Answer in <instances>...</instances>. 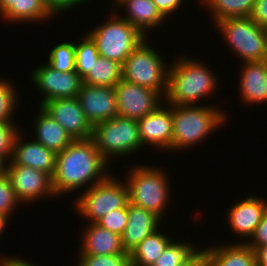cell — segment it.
Wrapping results in <instances>:
<instances>
[{
    "label": "cell",
    "instance_id": "cell-1",
    "mask_svg": "<svg viewBox=\"0 0 267 266\" xmlns=\"http://www.w3.org/2000/svg\"><path fill=\"white\" fill-rule=\"evenodd\" d=\"M106 164L108 163L101 156L92 138L73 140L56 154L52 176L56 197L78 191L88 183L90 186L87 188L104 181L110 175L105 169Z\"/></svg>",
    "mask_w": 267,
    "mask_h": 266
},
{
    "label": "cell",
    "instance_id": "cell-2",
    "mask_svg": "<svg viewBox=\"0 0 267 266\" xmlns=\"http://www.w3.org/2000/svg\"><path fill=\"white\" fill-rule=\"evenodd\" d=\"M180 58V59H179ZM170 63L168 88L164 97L168 105H198L199 100L216 91L217 81L212 69L200 60L179 57Z\"/></svg>",
    "mask_w": 267,
    "mask_h": 266
},
{
    "label": "cell",
    "instance_id": "cell-3",
    "mask_svg": "<svg viewBox=\"0 0 267 266\" xmlns=\"http://www.w3.org/2000/svg\"><path fill=\"white\" fill-rule=\"evenodd\" d=\"M227 114L211 105H172L173 137L171 150H184L213 134L227 121Z\"/></svg>",
    "mask_w": 267,
    "mask_h": 266
},
{
    "label": "cell",
    "instance_id": "cell-4",
    "mask_svg": "<svg viewBox=\"0 0 267 266\" xmlns=\"http://www.w3.org/2000/svg\"><path fill=\"white\" fill-rule=\"evenodd\" d=\"M157 166H136L128 173L126 183L129 202L163 217L170 198L167 173ZM166 207V208H165Z\"/></svg>",
    "mask_w": 267,
    "mask_h": 266
},
{
    "label": "cell",
    "instance_id": "cell-5",
    "mask_svg": "<svg viewBox=\"0 0 267 266\" xmlns=\"http://www.w3.org/2000/svg\"><path fill=\"white\" fill-rule=\"evenodd\" d=\"M112 14L106 23H101L87 33L95 41L101 57L123 65L127 57L148 37L120 15Z\"/></svg>",
    "mask_w": 267,
    "mask_h": 266
},
{
    "label": "cell",
    "instance_id": "cell-6",
    "mask_svg": "<svg viewBox=\"0 0 267 266\" xmlns=\"http://www.w3.org/2000/svg\"><path fill=\"white\" fill-rule=\"evenodd\" d=\"M91 138L107 163L112 157H126L143 148L137 120L118 115L94 125Z\"/></svg>",
    "mask_w": 267,
    "mask_h": 266
},
{
    "label": "cell",
    "instance_id": "cell-7",
    "mask_svg": "<svg viewBox=\"0 0 267 266\" xmlns=\"http://www.w3.org/2000/svg\"><path fill=\"white\" fill-rule=\"evenodd\" d=\"M147 38L127 57L122 65V78L158 92L163 98L168 88L169 65H166L154 48L149 47Z\"/></svg>",
    "mask_w": 267,
    "mask_h": 266
},
{
    "label": "cell",
    "instance_id": "cell-8",
    "mask_svg": "<svg viewBox=\"0 0 267 266\" xmlns=\"http://www.w3.org/2000/svg\"><path fill=\"white\" fill-rule=\"evenodd\" d=\"M226 44L244 62L264 61L267 56V28L257 25L250 17L228 18L216 22Z\"/></svg>",
    "mask_w": 267,
    "mask_h": 266
},
{
    "label": "cell",
    "instance_id": "cell-9",
    "mask_svg": "<svg viewBox=\"0 0 267 266\" xmlns=\"http://www.w3.org/2000/svg\"><path fill=\"white\" fill-rule=\"evenodd\" d=\"M111 173L104 181L84 189L76 199V210L90 223H96L101 217L113 210L127 207L129 202L126 183L112 176Z\"/></svg>",
    "mask_w": 267,
    "mask_h": 266
},
{
    "label": "cell",
    "instance_id": "cell-10",
    "mask_svg": "<svg viewBox=\"0 0 267 266\" xmlns=\"http://www.w3.org/2000/svg\"><path fill=\"white\" fill-rule=\"evenodd\" d=\"M31 81L43 93L39 106L51 99L75 98L83 85L76 71L61 72L48 63L35 68Z\"/></svg>",
    "mask_w": 267,
    "mask_h": 266
},
{
    "label": "cell",
    "instance_id": "cell-11",
    "mask_svg": "<svg viewBox=\"0 0 267 266\" xmlns=\"http://www.w3.org/2000/svg\"><path fill=\"white\" fill-rule=\"evenodd\" d=\"M115 91L117 115L135 120L152 113L164 100L158 92L124 79L115 86Z\"/></svg>",
    "mask_w": 267,
    "mask_h": 266
},
{
    "label": "cell",
    "instance_id": "cell-12",
    "mask_svg": "<svg viewBox=\"0 0 267 266\" xmlns=\"http://www.w3.org/2000/svg\"><path fill=\"white\" fill-rule=\"evenodd\" d=\"M17 199L23 204L45 198V195L55 196L52 177L42 171L29 166L16 165L11 160L7 164V171ZM31 201V202H30Z\"/></svg>",
    "mask_w": 267,
    "mask_h": 266
},
{
    "label": "cell",
    "instance_id": "cell-13",
    "mask_svg": "<svg viewBox=\"0 0 267 266\" xmlns=\"http://www.w3.org/2000/svg\"><path fill=\"white\" fill-rule=\"evenodd\" d=\"M40 107L57 121L73 140L92 137L93 127L86 119L77 97L51 99Z\"/></svg>",
    "mask_w": 267,
    "mask_h": 266
},
{
    "label": "cell",
    "instance_id": "cell-14",
    "mask_svg": "<svg viewBox=\"0 0 267 266\" xmlns=\"http://www.w3.org/2000/svg\"><path fill=\"white\" fill-rule=\"evenodd\" d=\"M77 98L92 127L117 116L115 87L83 84Z\"/></svg>",
    "mask_w": 267,
    "mask_h": 266
},
{
    "label": "cell",
    "instance_id": "cell-15",
    "mask_svg": "<svg viewBox=\"0 0 267 266\" xmlns=\"http://www.w3.org/2000/svg\"><path fill=\"white\" fill-rule=\"evenodd\" d=\"M159 105L152 113L137 120L142 147L155 146L171 151L173 137L172 105ZM170 108H168V107Z\"/></svg>",
    "mask_w": 267,
    "mask_h": 266
},
{
    "label": "cell",
    "instance_id": "cell-16",
    "mask_svg": "<svg viewBox=\"0 0 267 266\" xmlns=\"http://www.w3.org/2000/svg\"><path fill=\"white\" fill-rule=\"evenodd\" d=\"M228 210L227 220L232 231L247 239L254 234L256 227L266 214L267 202L252 195L240 200Z\"/></svg>",
    "mask_w": 267,
    "mask_h": 266
},
{
    "label": "cell",
    "instance_id": "cell-17",
    "mask_svg": "<svg viewBox=\"0 0 267 266\" xmlns=\"http://www.w3.org/2000/svg\"><path fill=\"white\" fill-rule=\"evenodd\" d=\"M19 132L14 141L11 161L16 165H24L45 172L51 177L55 171L56 153L47 149L43 144L29 140L24 141Z\"/></svg>",
    "mask_w": 267,
    "mask_h": 266
},
{
    "label": "cell",
    "instance_id": "cell-18",
    "mask_svg": "<svg viewBox=\"0 0 267 266\" xmlns=\"http://www.w3.org/2000/svg\"><path fill=\"white\" fill-rule=\"evenodd\" d=\"M160 221L155 213L128 202V221L121 236L125 251L130 253L145 237L158 230Z\"/></svg>",
    "mask_w": 267,
    "mask_h": 266
},
{
    "label": "cell",
    "instance_id": "cell-19",
    "mask_svg": "<svg viewBox=\"0 0 267 266\" xmlns=\"http://www.w3.org/2000/svg\"><path fill=\"white\" fill-rule=\"evenodd\" d=\"M241 99L247 104L267 101V60L244 62L239 80Z\"/></svg>",
    "mask_w": 267,
    "mask_h": 266
},
{
    "label": "cell",
    "instance_id": "cell-20",
    "mask_svg": "<svg viewBox=\"0 0 267 266\" xmlns=\"http://www.w3.org/2000/svg\"><path fill=\"white\" fill-rule=\"evenodd\" d=\"M81 239L79 255L129 254L122 245L121 236L97 223H88Z\"/></svg>",
    "mask_w": 267,
    "mask_h": 266
},
{
    "label": "cell",
    "instance_id": "cell-21",
    "mask_svg": "<svg viewBox=\"0 0 267 266\" xmlns=\"http://www.w3.org/2000/svg\"><path fill=\"white\" fill-rule=\"evenodd\" d=\"M115 1V2H114ZM116 6H123L128 15L121 16L134 27H136L143 35L147 37L146 32L149 28H156L165 22V18L156 8L152 0H113ZM147 29V30H146Z\"/></svg>",
    "mask_w": 267,
    "mask_h": 266
},
{
    "label": "cell",
    "instance_id": "cell-22",
    "mask_svg": "<svg viewBox=\"0 0 267 266\" xmlns=\"http://www.w3.org/2000/svg\"><path fill=\"white\" fill-rule=\"evenodd\" d=\"M204 255L212 266H256L254 250L245 242L216 245L204 249Z\"/></svg>",
    "mask_w": 267,
    "mask_h": 266
},
{
    "label": "cell",
    "instance_id": "cell-23",
    "mask_svg": "<svg viewBox=\"0 0 267 266\" xmlns=\"http://www.w3.org/2000/svg\"><path fill=\"white\" fill-rule=\"evenodd\" d=\"M0 15L8 22H42L53 17L44 0H0Z\"/></svg>",
    "mask_w": 267,
    "mask_h": 266
},
{
    "label": "cell",
    "instance_id": "cell-24",
    "mask_svg": "<svg viewBox=\"0 0 267 266\" xmlns=\"http://www.w3.org/2000/svg\"><path fill=\"white\" fill-rule=\"evenodd\" d=\"M34 123L36 136L34 140L56 154L73 141L66 130L41 107Z\"/></svg>",
    "mask_w": 267,
    "mask_h": 266
},
{
    "label": "cell",
    "instance_id": "cell-25",
    "mask_svg": "<svg viewBox=\"0 0 267 266\" xmlns=\"http://www.w3.org/2000/svg\"><path fill=\"white\" fill-rule=\"evenodd\" d=\"M172 241L165 233L156 230L129 253L131 266H152Z\"/></svg>",
    "mask_w": 267,
    "mask_h": 266
},
{
    "label": "cell",
    "instance_id": "cell-26",
    "mask_svg": "<svg viewBox=\"0 0 267 266\" xmlns=\"http://www.w3.org/2000/svg\"><path fill=\"white\" fill-rule=\"evenodd\" d=\"M122 79V65L99 56L83 78V84L115 87Z\"/></svg>",
    "mask_w": 267,
    "mask_h": 266
},
{
    "label": "cell",
    "instance_id": "cell-27",
    "mask_svg": "<svg viewBox=\"0 0 267 266\" xmlns=\"http://www.w3.org/2000/svg\"><path fill=\"white\" fill-rule=\"evenodd\" d=\"M216 22L237 17H250L255 0H201Z\"/></svg>",
    "mask_w": 267,
    "mask_h": 266
},
{
    "label": "cell",
    "instance_id": "cell-28",
    "mask_svg": "<svg viewBox=\"0 0 267 266\" xmlns=\"http://www.w3.org/2000/svg\"><path fill=\"white\" fill-rule=\"evenodd\" d=\"M84 36L80 43H75V71L82 79L100 56L95 41L88 33Z\"/></svg>",
    "mask_w": 267,
    "mask_h": 266
},
{
    "label": "cell",
    "instance_id": "cell-29",
    "mask_svg": "<svg viewBox=\"0 0 267 266\" xmlns=\"http://www.w3.org/2000/svg\"><path fill=\"white\" fill-rule=\"evenodd\" d=\"M197 246L189 242L172 241L152 266H177L185 262L196 250Z\"/></svg>",
    "mask_w": 267,
    "mask_h": 266
},
{
    "label": "cell",
    "instance_id": "cell-30",
    "mask_svg": "<svg viewBox=\"0 0 267 266\" xmlns=\"http://www.w3.org/2000/svg\"><path fill=\"white\" fill-rule=\"evenodd\" d=\"M48 64L61 72L75 71V43L60 42L52 48Z\"/></svg>",
    "mask_w": 267,
    "mask_h": 266
},
{
    "label": "cell",
    "instance_id": "cell-31",
    "mask_svg": "<svg viewBox=\"0 0 267 266\" xmlns=\"http://www.w3.org/2000/svg\"><path fill=\"white\" fill-rule=\"evenodd\" d=\"M14 88L10 80L4 77L0 79V122L12 121L15 108H18L17 91Z\"/></svg>",
    "mask_w": 267,
    "mask_h": 266
},
{
    "label": "cell",
    "instance_id": "cell-32",
    "mask_svg": "<svg viewBox=\"0 0 267 266\" xmlns=\"http://www.w3.org/2000/svg\"><path fill=\"white\" fill-rule=\"evenodd\" d=\"M77 266H131L129 254L80 255Z\"/></svg>",
    "mask_w": 267,
    "mask_h": 266
},
{
    "label": "cell",
    "instance_id": "cell-33",
    "mask_svg": "<svg viewBox=\"0 0 267 266\" xmlns=\"http://www.w3.org/2000/svg\"><path fill=\"white\" fill-rule=\"evenodd\" d=\"M21 202L17 199L11 181L5 173L0 176V215L11 216Z\"/></svg>",
    "mask_w": 267,
    "mask_h": 266
},
{
    "label": "cell",
    "instance_id": "cell-34",
    "mask_svg": "<svg viewBox=\"0 0 267 266\" xmlns=\"http://www.w3.org/2000/svg\"><path fill=\"white\" fill-rule=\"evenodd\" d=\"M16 127L13 121L0 122V156L7 162L12 159L14 141L20 132Z\"/></svg>",
    "mask_w": 267,
    "mask_h": 266
},
{
    "label": "cell",
    "instance_id": "cell-35",
    "mask_svg": "<svg viewBox=\"0 0 267 266\" xmlns=\"http://www.w3.org/2000/svg\"><path fill=\"white\" fill-rule=\"evenodd\" d=\"M128 221V204L126 208L113 210L101 217L96 223L112 233L122 236Z\"/></svg>",
    "mask_w": 267,
    "mask_h": 266
},
{
    "label": "cell",
    "instance_id": "cell-36",
    "mask_svg": "<svg viewBox=\"0 0 267 266\" xmlns=\"http://www.w3.org/2000/svg\"><path fill=\"white\" fill-rule=\"evenodd\" d=\"M247 241H244L252 249L267 245V212L262 218L261 222L256 227L254 234Z\"/></svg>",
    "mask_w": 267,
    "mask_h": 266
},
{
    "label": "cell",
    "instance_id": "cell-37",
    "mask_svg": "<svg viewBox=\"0 0 267 266\" xmlns=\"http://www.w3.org/2000/svg\"><path fill=\"white\" fill-rule=\"evenodd\" d=\"M89 0H44L47 10L53 16L56 13L65 12L67 9H73L78 4L81 5Z\"/></svg>",
    "mask_w": 267,
    "mask_h": 266
},
{
    "label": "cell",
    "instance_id": "cell-38",
    "mask_svg": "<svg viewBox=\"0 0 267 266\" xmlns=\"http://www.w3.org/2000/svg\"><path fill=\"white\" fill-rule=\"evenodd\" d=\"M250 18L257 25L267 28V0H255Z\"/></svg>",
    "mask_w": 267,
    "mask_h": 266
},
{
    "label": "cell",
    "instance_id": "cell-39",
    "mask_svg": "<svg viewBox=\"0 0 267 266\" xmlns=\"http://www.w3.org/2000/svg\"><path fill=\"white\" fill-rule=\"evenodd\" d=\"M154 4L156 5V8L159 10V12L162 14L164 18L167 19V17L171 14H174L176 10L179 9L180 5L183 0H152Z\"/></svg>",
    "mask_w": 267,
    "mask_h": 266
},
{
    "label": "cell",
    "instance_id": "cell-40",
    "mask_svg": "<svg viewBox=\"0 0 267 266\" xmlns=\"http://www.w3.org/2000/svg\"><path fill=\"white\" fill-rule=\"evenodd\" d=\"M1 257L0 258V266H36V264H32L31 262H28L26 260H22L19 258L15 257ZM38 266V265H37Z\"/></svg>",
    "mask_w": 267,
    "mask_h": 266
},
{
    "label": "cell",
    "instance_id": "cell-41",
    "mask_svg": "<svg viewBox=\"0 0 267 266\" xmlns=\"http://www.w3.org/2000/svg\"><path fill=\"white\" fill-rule=\"evenodd\" d=\"M205 257L202 249H197L185 262L177 266H196Z\"/></svg>",
    "mask_w": 267,
    "mask_h": 266
},
{
    "label": "cell",
    "instance_id": "cell-42",
    "mask_svg": "<svg viewBox=\"0 0 267 266\" xmlns=\"http://www.w3.org/2000/svg\"><path fill=\"white\" fill-rule=\"evenodd\" d=\"M257 265L267 266V245L253 249Z\"/></svg>",
    "mask_w": 267,
    "mask_h": 266
},
{
    "label": "cell",
    "instance_id": "cell-43",
    "mask_svg": "<svg viewBox=\"0 0 267 266\" xmlns=\"http://www.w3.org/2000/svg\"><path fill=\"white\" fill-rule=\"evenodd\" d=\"M7 161L0 156V176L5 174L7 171Z\"/></svg>",
    "mask_w": 267,
    "mask_h": 266
},
{
    "label": "cell",
    "instance_id": "cell-44",
    "mask_svg": "<svg viewBox=\"0 0 267 266\" xmlns=\"http://www.w3.org/2000/svg\"><path fill=\"white\" fill-rule=\"evenodd\" d=\"M8 219H9V217H5L3 215H0V234H2L3 230H5Z\"/></svg>",
    "mask_w": 267,
    "mask_h": 266
},
{
    "label": "cell",
    "instance_id": "cell-45",
    "mask_svg": "<svg viewBox=\"0 0 267 266\" xmlns=\"http://www.w3.org/2000/svg\"><path fill=\"white\" fill-rule=\"evenodd\" d=\"M196 266H212V264L204 257Z\"/></svg>",
    "mask_w": 267,
    "mask_h": 266
}]
</instances>
